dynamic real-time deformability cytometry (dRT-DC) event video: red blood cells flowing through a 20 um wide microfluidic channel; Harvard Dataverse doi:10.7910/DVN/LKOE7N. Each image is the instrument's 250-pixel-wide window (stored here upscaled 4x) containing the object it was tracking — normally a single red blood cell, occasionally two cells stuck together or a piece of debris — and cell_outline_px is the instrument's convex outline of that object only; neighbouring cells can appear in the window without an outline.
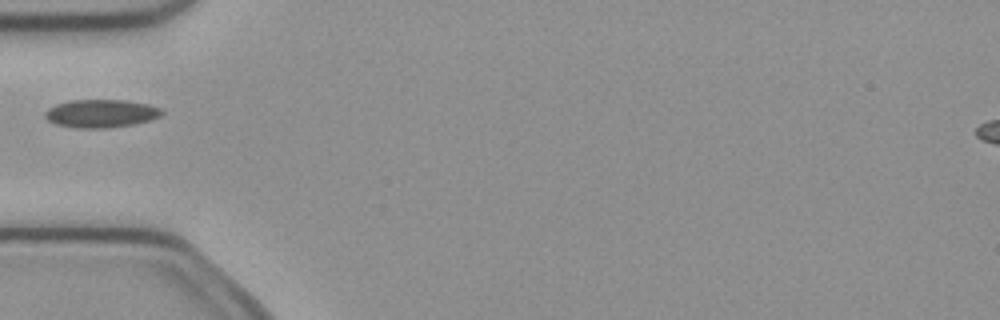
{"species": "common noctule bat (a hibernating species)", "species_latin": "Nyctalus noctula", "temperature_condition": "cold", "stored_images_in_passage": 6, "camera_frame_rate_fps": 3000, "um_per_image_px": 0.085, "animal": {"sex": "female", "body_mass_g": 21.9}, "frame": {"image": 1, "passage_image": 5, "time_ms": 1.333, "image_size_px": [1000, 320], "cell_outline_px": [[164, 112], [160, 116], [148, 120], [132, 124], [108, 128], [76, 128], [56, 124], [48, 120], [44, 116], [44, 112], [48, 108], [56, 104], [72, 100], [124, 100], [148, 104], [160, 108]], "centroid_in_image_um": [8.56, 9.64], "position_along_channel_um": 76.4, "area_um2": 19.02}}